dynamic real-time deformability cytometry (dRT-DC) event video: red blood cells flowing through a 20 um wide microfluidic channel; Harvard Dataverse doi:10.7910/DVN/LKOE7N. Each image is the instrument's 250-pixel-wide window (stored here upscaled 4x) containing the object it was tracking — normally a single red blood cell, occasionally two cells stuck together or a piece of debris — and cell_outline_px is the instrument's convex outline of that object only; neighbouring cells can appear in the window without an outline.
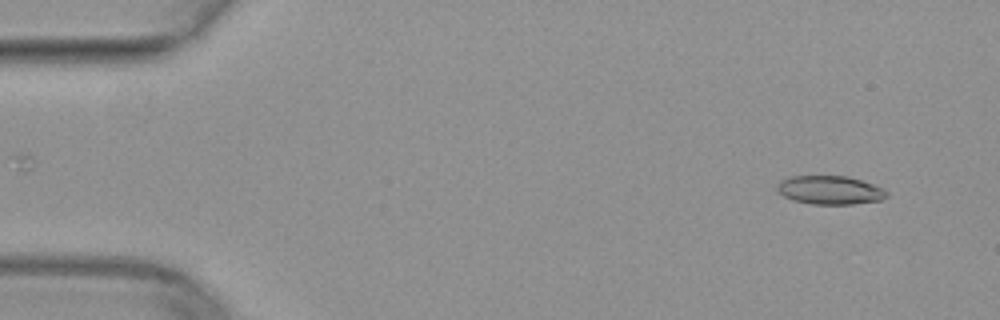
{"species": "common noctule bat (a hibernating species)", "species_latin": "Nyctalus noctula", "temperature_condition": "warm", "stored_images_in_passage": 47, "camera_frame_rate_fps": 3000, "um_per_image_px": 0.085, "animal": {"sex": "female", "body_mass_g": 29.2, "forearm_length_mm": 56.3}, "frame": {"image": 1, "passage_image": 1, "time_ms": 0.0, "image_size_px": [1000, 320], "cell_outline_px": [[888, 196], [880, 200], [852, 204], [812, 204], [792, 200], [784, 196], [776, 188], [780, 180], [792, 176], [848, 176], [884, 188], [888, 192]], "centroid_in_image_um": [70.55, 16.16], "position_along_channel_um": 14.4, "area_um2": 18.21}}
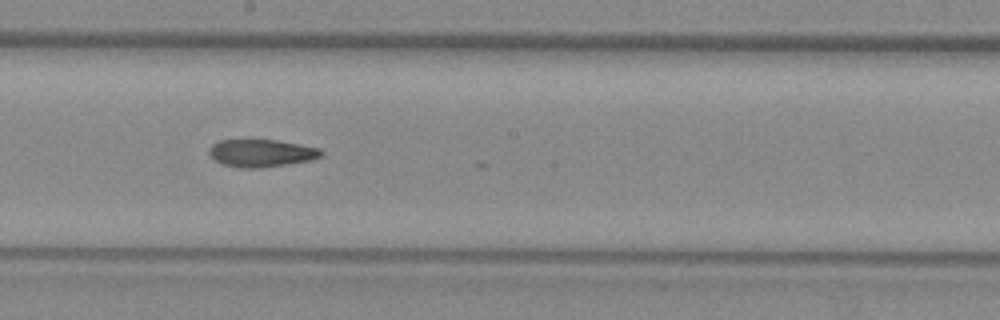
{"frame": {"image": 2, "passage_image": 25, "time_ms": 8.0, "image_size_px": [1000, 320], "cell_outline_px": [[324, 152], [320, 156], [312, 160], [288, 164], [256, 168], [240, 168], [224, 164], [216, 160], [208, 152], [212, 144], [220, 140], [276, 140], [320, 148]], "centroid_in_image_um": [22.23, 13.01], "position_along_channel_um": 226.0, "area_um2": 17.8}}
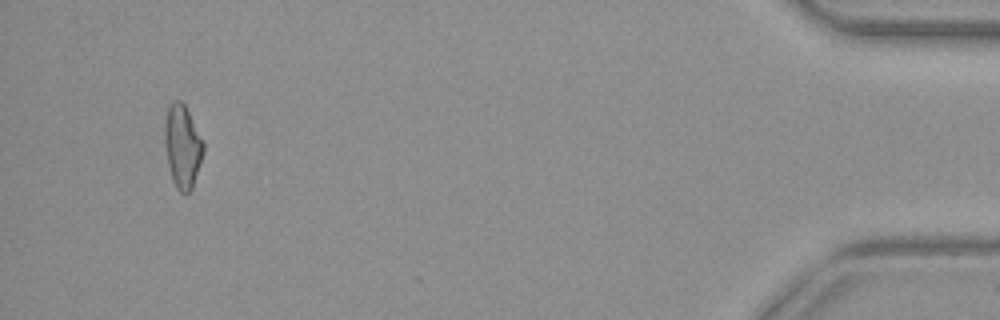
{"frame": {"image": 3, "passage_image": 45, "time_ms": 14.667, "image_size_px": [1000, 320], "cell_outline_px": [[204, 152], [192, 188], [188, 192], [180, 192], [176, 188], [172, 180], [168, 164], [164, 144], [164, 124], [168, 108], [176, 100], [180, 100], [184, 104], [204, 140]], "centroid_in_image_um": [15.51, 12.44], "position_along_channel_um": 419.7, "area_um2": 18.73}}